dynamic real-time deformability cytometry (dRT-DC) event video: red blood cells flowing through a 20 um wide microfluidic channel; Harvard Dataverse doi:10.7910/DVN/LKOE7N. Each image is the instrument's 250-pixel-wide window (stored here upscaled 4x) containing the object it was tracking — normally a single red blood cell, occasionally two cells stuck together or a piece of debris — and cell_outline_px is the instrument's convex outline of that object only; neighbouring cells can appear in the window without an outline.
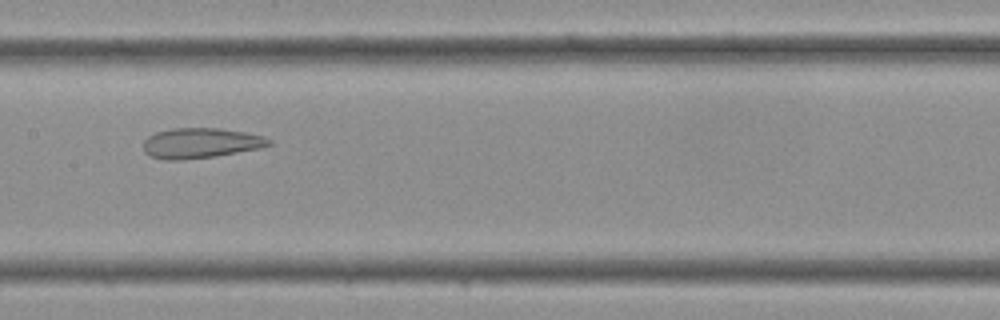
{"species": "Egyptian fruit bat (a non-hibernating species)", "species_latin": "Rousettus aegyptiacus", "temperature_condition": "cold", "stored_images_in_passage": 36, "camera_frame_rate_fps": 3000, "um_per_image_px": 0.085, "frame": {"image": 1, "passage_image": 18, "time_ms": 5.667, "image_size_px": [1000, 320], "cell_outline_px": [[272, 144], [260, 148], [212, 156], [180, 160], [164, 160], [148, 156], [144, 152], [144, 140], [148, 136], [156, 132], [172, 128], [220, 128], [244, 132], [264, 136], [272, 140]], "centroid_in_image_um": [17.03, 12.16], "position_along_channel_um": 190.4, "area_um2": 22.08}}
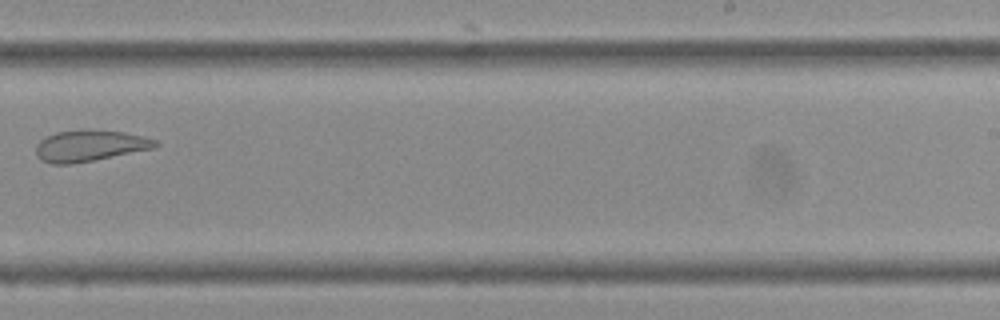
{"frame": {"image": 2, "passage_image": 23, "time_ms": 7.333, "image_size_px": [1000, 320], "cell_outline_px": [[160, 144], [156, 148], [72, 164], [52, 164], [40, 160], [36, 156], [36, 144], [40, 140], [56, 132], [124, 132], [156, 140]], "centroid_in_image_um": [7.61, 12.44], "position_along_channel_um": 281.4, "area_um2": 20.98}}
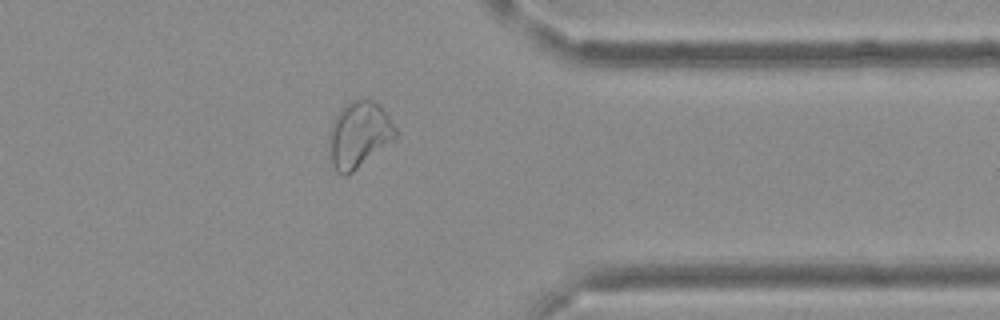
{"frame": {"image": 3, "passage_image": 29, "time_ms": 9.333, "image_size_px": [1000, 320], "cell_outline_px": [[400, 132], [396, 136], [352, 172], [344, 176], [336, 172], [328, 156], [328, 132], [332, 120], [340, 108], [344, 104], [352, 100], [372, 100], [380, 104]], "centroid_in_image_um": [30.46, 11.42], "position_along_channel_um": 380.9, "area_um2": 25.84}}